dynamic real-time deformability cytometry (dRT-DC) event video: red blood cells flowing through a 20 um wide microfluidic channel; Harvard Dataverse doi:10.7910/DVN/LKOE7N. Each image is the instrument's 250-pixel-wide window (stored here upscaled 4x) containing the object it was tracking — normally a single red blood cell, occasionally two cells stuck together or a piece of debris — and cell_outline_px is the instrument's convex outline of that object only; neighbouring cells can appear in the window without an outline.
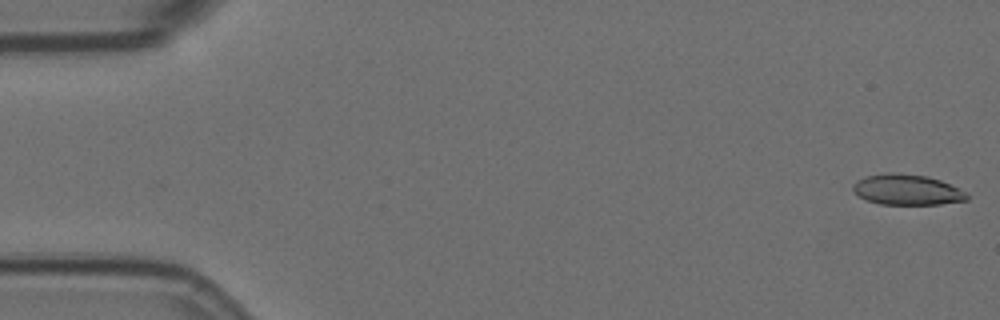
{"species": "Egyptian fruit bat (a non-hibernating species)", "species_latin": "Rousettus aegyptiacus", "temperature_condition": "room temperature", "stored_images_in_passage": 5, "camera_frame_rate_fps": 3000, "um_per_image_px": 0.085, "animal": {"sex": "female"}, "frame": {"image": 1, "passage_image": 1, "time_ms": 0.0, "image_size_px": [1000, 320], "cell_outline_px": [[968, 200], [940, 204], [880, 204], [864, 200], [852, 188], [852, 184], [856, 180], [868, 176], [888, 172], [896, 172], [928, 176], [940, 180], [964, 192], [968, 196]], "centroid_in_image_um": [77.05, 16.12], "position_along_channel_um": 7.9, "area_um2": 20.17}}
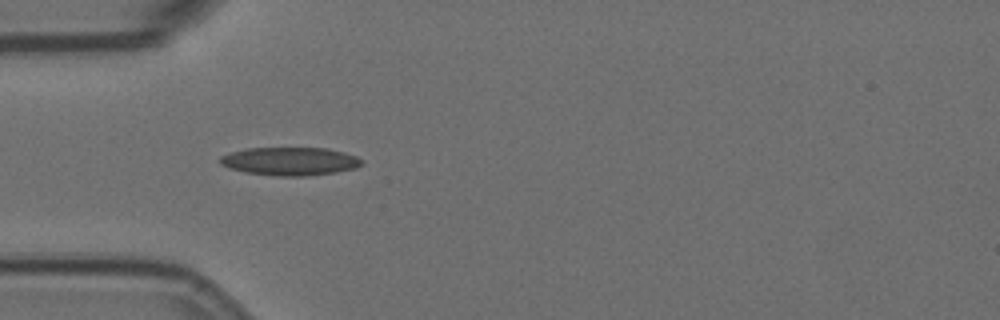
{"frame": {"image": 2, "passage_image": 5, "time_ms": 1.333, "image_size_px": [1000, 320], "cell_outline_px": [[364, 164], [356, 168], [336, 172], [304, 176], [276, 176], [244, 172], [228, 168], [220, 164], [220, 156], [232, 152], [248, 148], [328, 148], [344, 152], [356, 156], [364, 160]], "centroid_in_image_um": [24.68, 13.71], "position_along_channel_um": 60.3, "area_um2": 23.41}}